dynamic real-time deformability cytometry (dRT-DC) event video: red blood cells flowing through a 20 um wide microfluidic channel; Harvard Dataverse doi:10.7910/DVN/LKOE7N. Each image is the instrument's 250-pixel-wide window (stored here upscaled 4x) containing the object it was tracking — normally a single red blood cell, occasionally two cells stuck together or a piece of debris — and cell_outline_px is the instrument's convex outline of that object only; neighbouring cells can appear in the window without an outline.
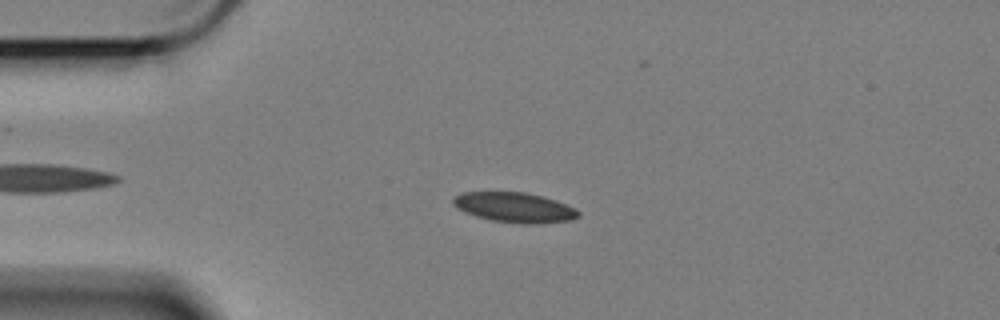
{"species": "Egyptian fruit bat (a non-hibernating species)", "species_latin": "Rousettus aegyptiacus", "temperature_condition": "cold", "stored_images_in_passage": 48, "camera_frame_rate_fps": 3000, "um_per_image_px": 0.085, "animal": {"sex": "female"}, "frame": {"image": 1, "passage_image": 2, "time_ms": 0.333, "image_size_px": [1000, 320], "cell_outline_px": [[580, 216], [568, 220], [536, 224], [520, 224], [492, 220], [476, 216], [464, 212], [456, 208], [452, 204], [452, 200], [460, 192], [528, 192], [544, 196], [556, 200], [576, 208], [580, 212]], "centroid_in_image_um": [43.73, 17.62], "position_along_channel_um": 41.3, "area_um2": 22.08}}
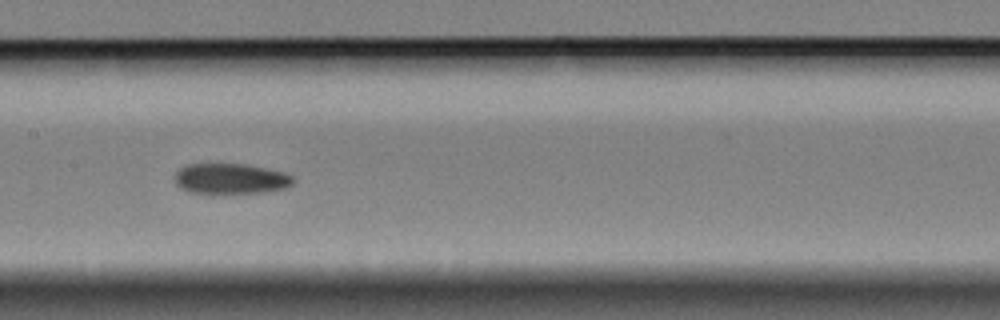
{"frame": {"image": 2, "passage_image": 17, "time_ms": 5.333, "image_size_px": [1000, 320], "cell_outline_px": [[296, 180], [292, 184], [284, 188], [260, 192], [212, 196], [188, 192], [180, 188], [176, 184], [176, 172], [180, 168], [188, 164], [248, 164], [284, 172], [292, 176]], "centroid_in_image_um": [19.57, 15.23], "position_along_channel_um": 187.8, "area_um2": 21.73}}
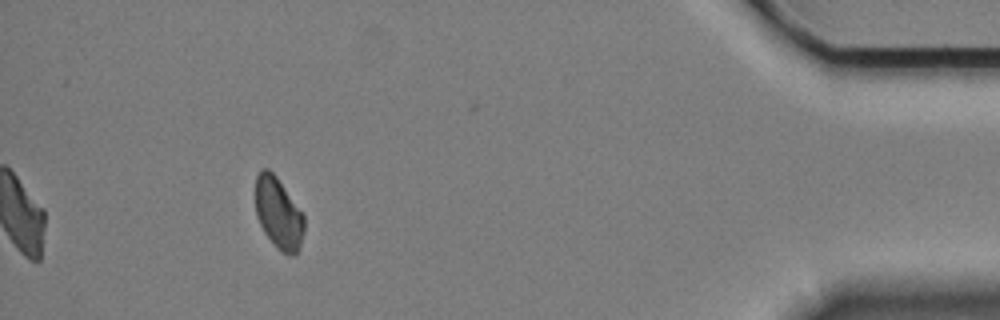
{"frame": {"image": 3, "passage_image": 42, "time_ms": 13.667, "image_size_px": [1000, 320], "cell_outline_px": [[304, 232], [300, 248], [292, 256], [288, 256], [280, 252], [276, 248], [264, 232], [256, 216], [256, 176], [264, 168], [268, 168], [276, 176], [304, 216]], "centroid_in_image_um": [23.67, 18.18], "position_along_channel_um": 411.5, "area_um2": 20.17}, "authors_computed_cell_mechanics": {"area_um2": 21.5883, "velocity_mm_per_s": 3.3828, "shape_relaxation_time_tau1_ms": 7.9854, "shape_relaxation_time_tau2_ms": 6.0151, "deformation_change_tau1": 0.12, "deformation_change_tau2": 0.0853}}